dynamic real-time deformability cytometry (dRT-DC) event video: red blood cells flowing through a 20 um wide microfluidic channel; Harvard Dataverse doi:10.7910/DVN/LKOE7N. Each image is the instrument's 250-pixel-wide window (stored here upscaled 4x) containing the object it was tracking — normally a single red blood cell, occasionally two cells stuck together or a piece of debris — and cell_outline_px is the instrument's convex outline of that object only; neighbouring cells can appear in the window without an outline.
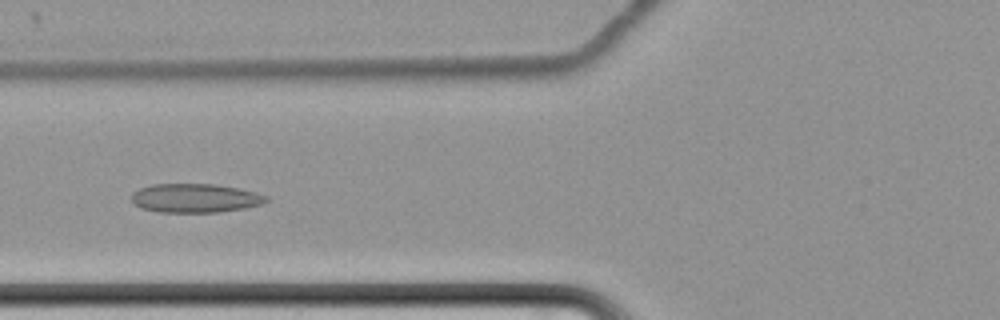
{"species": "common noctule bat (a hibernating species)", "species_latin": "Nyctalus noctula", "temperature_condition": "cold", "stored_images_in_passage": 48, "camera_frame_rate_fps": 3000, "um_per_image_px": 0.085, "animal": {"sex": "female", "body_mass_g": 22.7, "forearm_length_mm": 54.2}, "frame": {"image": 1, "passage_image": 17, "time_ms": 5.333, "image_size_px": [1000, 320], "cell_outline_px": [[268, 200], [260, 204], [244, 208], [216, 212], [160, 212], [140, 208], [132, 204], [132, 192], [140, 188], [152, 184], [216, 184], [256, 192], [268, 196]], "centroid_in_image_um": [16.54, 16.84], "position_along_channel_um": 109.3, "area_um2": 22.66}}
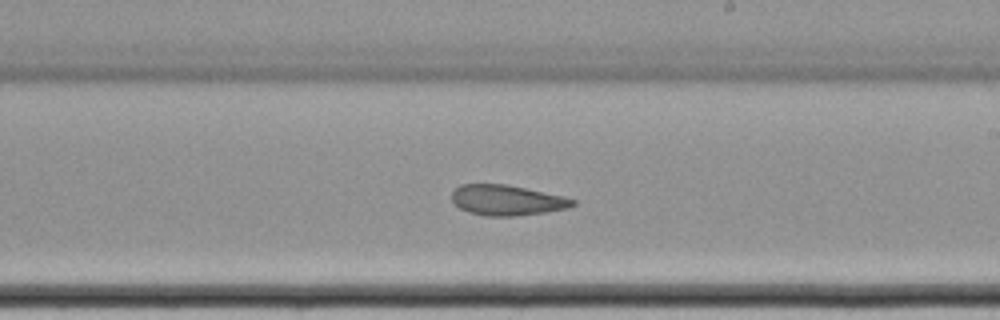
{"frame": {"image": 2, "passage_image": 29, "time_ms": 9.333, "image_size_px": [1000, 320], "cell_outline_px": [[576, 204], [568, 208], [544, 212], [512, 216], [484, 216], [468, 212], [460, 208], [452, 200], [452, 192], [460, 184], [504, 184], [564, 196], [576, 200]], "centroid_in_image_um": [43.08, 17.02], "position_along_channel_um": 245.9, "area_um2": 21.27}}
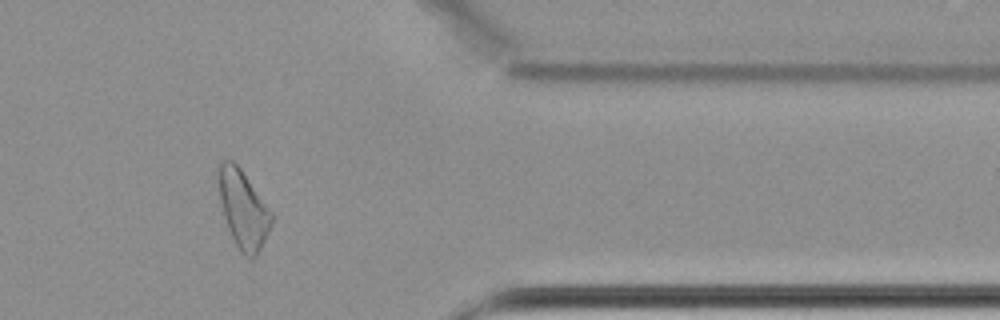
{"frame": {"image": 3, "passage_image": 43, "time_ms": 14.0, "image_size_px": [1000, 320], "cell_outline_px": [[276, 216], [256, 256], [252, 260], [244, 256], [240, 252], [228, 228], [224, 216], [220, 200], [216, 172], [216, 164], [224, 160], [232, 160], [240, 168]], "centroid_in_image_um": [20.67, 17.75], "position_along_channel_um": 390.7, "area_um2": 24.39}, "authors_computed_cell_mechanics": {"area_um2": 23.1489, "velocity_mm_per_s": 3.4198, "shape_relaxation_time_tau1_ms": null, "shape_relaxation_time_tau2_ms": 3.336, "deformation_change_tau1": null, "deformation_change_tau2": 0.0959}}